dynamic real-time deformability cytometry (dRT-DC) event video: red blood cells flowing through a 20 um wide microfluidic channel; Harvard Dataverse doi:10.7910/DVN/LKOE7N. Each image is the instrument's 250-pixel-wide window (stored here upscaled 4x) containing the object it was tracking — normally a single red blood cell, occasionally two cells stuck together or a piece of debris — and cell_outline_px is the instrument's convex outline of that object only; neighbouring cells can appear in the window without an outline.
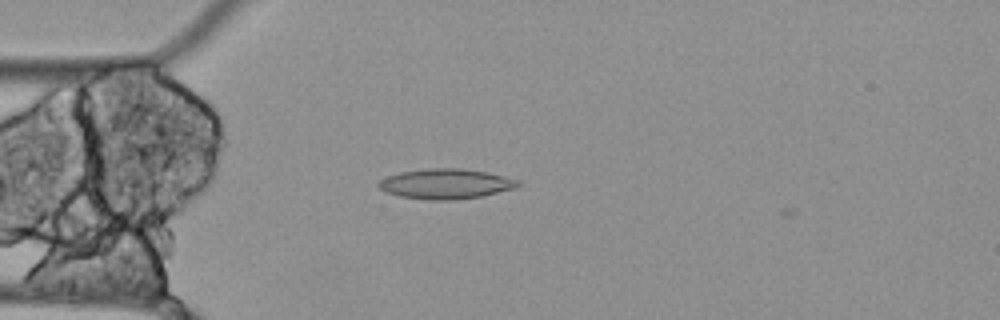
{"species": "Egyptian fruit bat (a non-hibernating species)", "species_latin": "Rousettus aegyptiacus", "temperature_condition": "cold", "stored_images_in_passage": 47, "camera_frame_rate_fps": 3000, "um_per_image_px": 0.085, "animal": {"sex": "female"}, "frame": {"image": 1, "passage_image": 6, "time_ms": 1.667, "image_size_px": [1000, 320], "cell_outline_px": [[520, 184], [516, 188], [480, 196], [452, 200], [428, 200], [400, 196], [384, 192], [376, 184], [380, 180], [388, 176], [400, 172], [428, 168], [460, 168], [488, 172], [520, 180]], "centroid_in_image_um": [37.88, 15.62], "position_along_channel_um": 47.1, "area_um2": 24.45}}
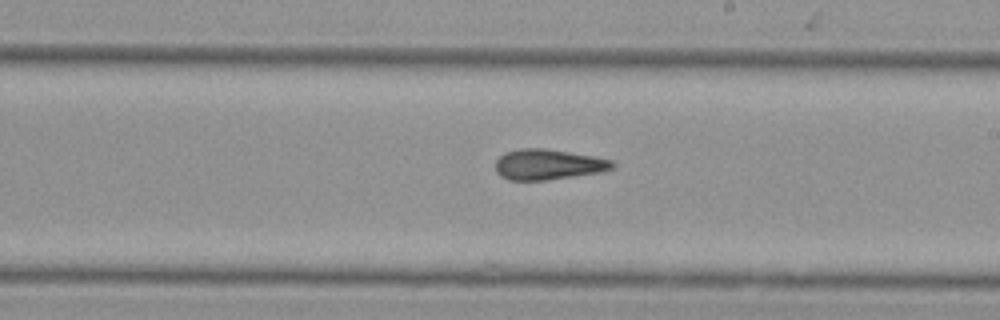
{"frame": {"image": 2, "passage_image": 23, "time_ms": 7.333, "image_size_px": [1000, 320], "cell_outline_px": [[616, 164], [612, 168], [600, 172], [544, 180], [508, 180], [500, 176], [496, 172], [496, 160], [504, 152], [520, 148], [544, 148], [592, 156], [612, 160]], "centroid_in_image_um": [46.54, 13.97], "position_along_channel_um": 242.5, "area_um2": 20.63}}
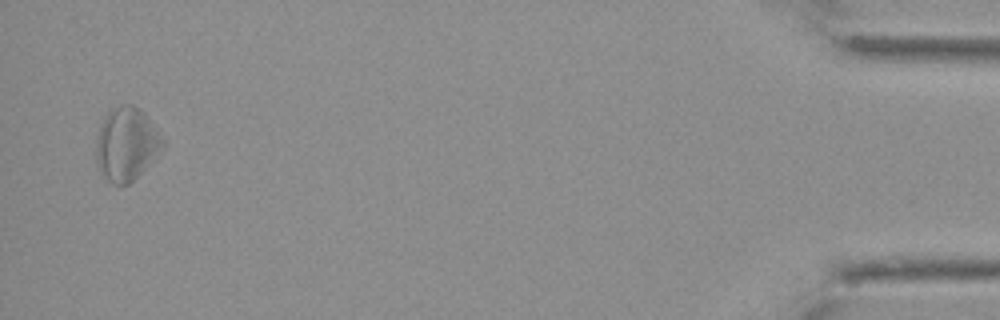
{"frame": {"image": 3, "passage_image": 46, "time_ms": 15.0, "image_size_px": [1000, 320], "cell_outline_px": [[164, 148], [128, 184], [112, 184], [108, 180], [100, 168], [96, 160], [96, 136], [100, 124], [104, 116], [112, 108], [124, 104], [132, 104], [140, 108], [148, 116], [164, 136]], "centroid_in_image_um": [10.77, 12.18], "position_along_channel_um": 424.4, "area_um2": 28.44}, "authors_computed_cell_mechanics": {"area_um2": 22.1374, "velocity_mm_per_s": 3.4809, "shape_relaxation_time_tau1_ms": null, "shape_relaxation_time_tau2_ms": 5.7949, "deformation_change_tau1": null, "deformation_change_tau2": 0.1744}}